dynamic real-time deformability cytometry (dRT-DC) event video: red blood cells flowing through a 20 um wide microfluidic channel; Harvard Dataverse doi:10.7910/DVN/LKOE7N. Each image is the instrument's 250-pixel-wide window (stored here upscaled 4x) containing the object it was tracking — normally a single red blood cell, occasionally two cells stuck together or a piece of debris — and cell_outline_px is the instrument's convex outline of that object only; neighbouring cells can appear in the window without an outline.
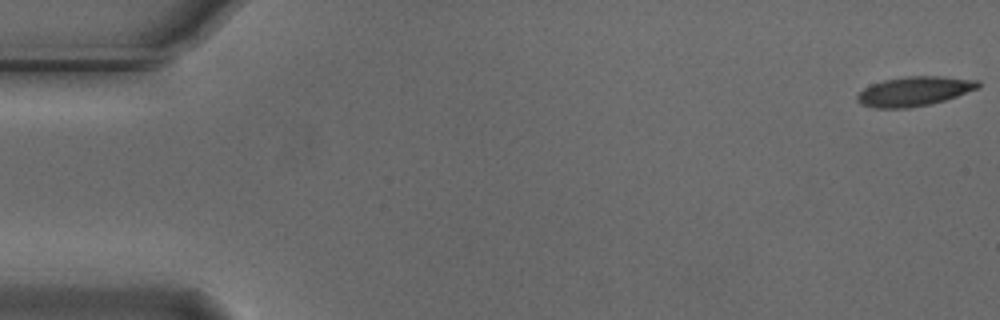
{"species": "Egyptian fruit bat (a non-hibernating species)", "species_latin": "Rousettus aegyptiacus", "temperature_condition": "cold", "stored_images_in_passage": 55, "camera_frame_rate_fps": 3000, "um_per_image_px": 0.085, "animal": {"sex": "male"}, "frame": {"image": 1, "passage_image": 1, "time_ms": 0.0, "image_size_px": [1000, 320], "cell_outline_px": [[980, 88], [944, 100], [928, 104], [908, 108], [876, 108], [860, 104], [856, 100], [856, 96], [864, 88], [872, 84], [884, 80], [908, 76], [940, 76], [980, 80]], "centroid_in_image_um": [77.72, 7.75], "position_along_channel_um": 7.3, "area_um2": 20.69}}
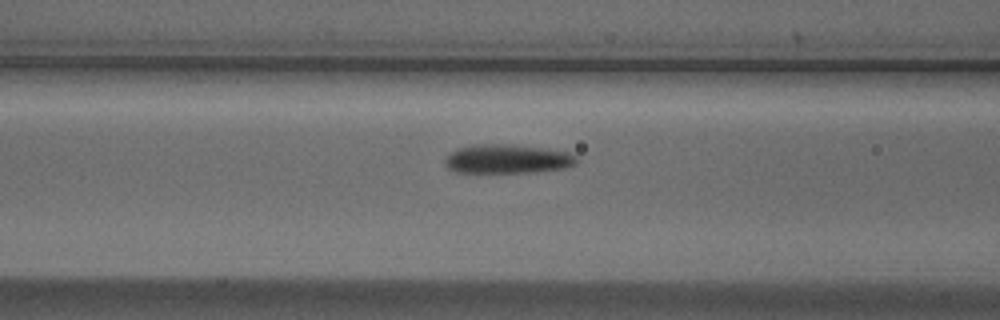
{"frame": {"image": 2, "passage_image": 22, "time_ms": 7.0, "image_size_px": [1000, 320], "cell_outline_px": [[580, 160], [576, 164], [564, 168], [536, 172], [456, 172], [448, 168], [444, 164], [444, 160], [456, 148], [472, 144], [512, 144], [568, 152], [576, 156]], "centroid_in_image_um": [43.12, 13.51], "position_along_channel_um": 123.5, "area_um2": 22.31}}
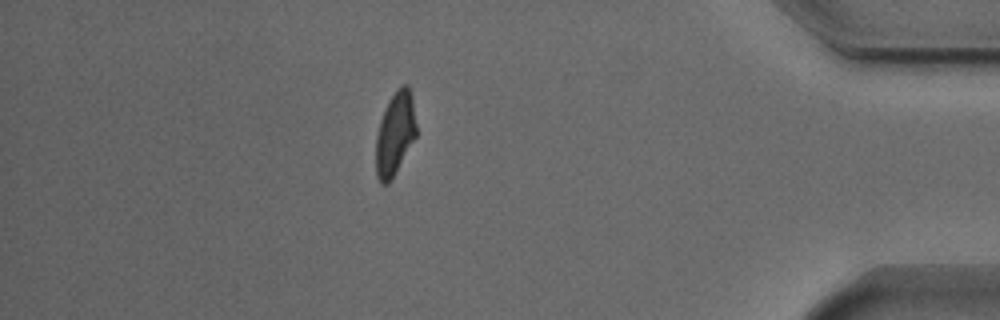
{"frame": {"image": 3, "passage_image": 48, "time_ms": 15.667, "image_size_px": [1000, 320], "cell_outline_px": [[416, 136], [388, 184], [380, 184], [376, 176], [376, 136], [380, 120], [384, 108], [388, 100], [396, 88], [400, 84], [408, 84], [412, 92], [416, 124]], "centroid_in_image_um": [33.57, 11.29], "position_along_channel_um": 401.6, "area_um2": 19.77}, "authors_computed_cell_mechanics": {"area_um2": 21.2704, "velocity_mm_per_s": 3.7209, "shape_relaxation_time_tau1_ms": 5.2064, "shape_relaxation_time_tau2_ms": 3.5089, "deformation_change_tau1": 0.1565, "deformation_change_tau2": 0.1146}}